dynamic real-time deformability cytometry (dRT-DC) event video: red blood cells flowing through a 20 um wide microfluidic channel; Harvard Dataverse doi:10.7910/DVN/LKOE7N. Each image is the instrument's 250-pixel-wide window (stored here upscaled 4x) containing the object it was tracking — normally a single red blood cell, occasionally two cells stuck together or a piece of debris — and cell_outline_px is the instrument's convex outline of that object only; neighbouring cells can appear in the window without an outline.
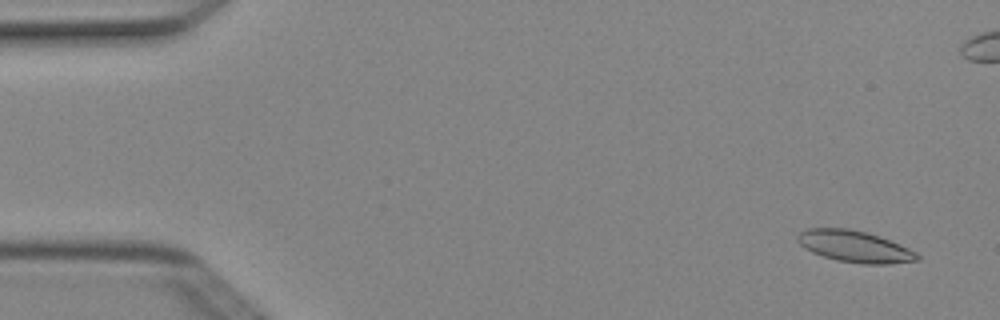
{"species": "Egyptian fruit bat (a non-hibernating species)", "species_latin": "Rousettus aegyptiacus", "temperature_condition": "cold", "stored_images_in_passage": 7, "segment_of_instrument_passage": [1, 2], "camera_frame_rate_fps": 3000, "um_per_image_px": 0.085, "animal": {"sex": "female"}, "frame": {"image": 1, "passage_image": 1, "time_ms": 0.0, "image_size_px": [1000, 320], "cell_outline_px": [[920, 260], [888, 264], [864, 264], [836, 260], [812, 252], [804, 248], [796, 240], [796, 236], [800, 232], [808, 228], [848, 228], [868, 232], [880, 236], [908, 248], [916, 252], [920, 256]], "centroid_in_image_um": [72.64, 20.94], "position_along_channel_um": 12.4, "area_um2": 22.08}}
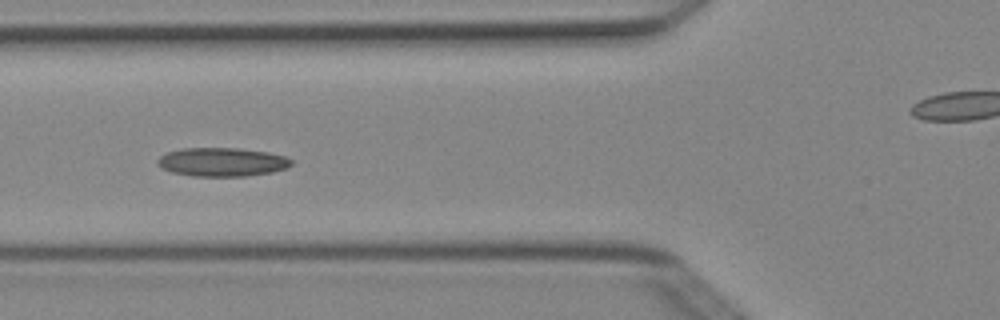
{"frame": {"image": 2, "passage_image": 5, "time_ms": 1.333, "image_size_px": [1000, 320], "cell_outline_px": [[292, 164], [288, 168], [272, 172], [244, 176], [192, 176], [172, 172], [160, 168], [156, 160], [160, 156], [168, 152], [184, 148], [240, 148], [268, 152], [284, 156], [292, 160]], "centroid_in_image_um": [18.87, 13.77], "position_along_channel_um": 106.9, "area_um2": 22.43}}
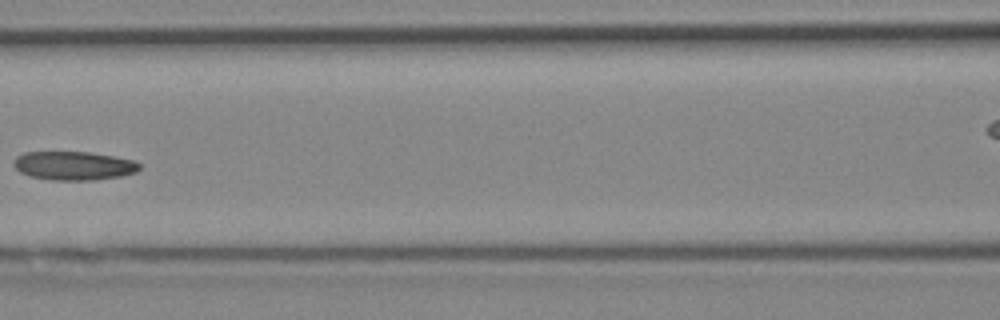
{"frame": {"image": 3, "passage_image": 6, "time_ms": 1.667, "image_size_px": [1000, 320], "cell_outline_px": [[140, 168], [136, 172], [120, 176], [96, 180], [52, 180], [32, 176], [20, 172], [12, 164], [16, 156], [24, 152], [88, 152], [112, 156], [132, 160], [140, 164]], "centroid_in_image_um": [6.25, 14.08], "position_along_channel_um": 160.4, "area_um2": 20.92}}